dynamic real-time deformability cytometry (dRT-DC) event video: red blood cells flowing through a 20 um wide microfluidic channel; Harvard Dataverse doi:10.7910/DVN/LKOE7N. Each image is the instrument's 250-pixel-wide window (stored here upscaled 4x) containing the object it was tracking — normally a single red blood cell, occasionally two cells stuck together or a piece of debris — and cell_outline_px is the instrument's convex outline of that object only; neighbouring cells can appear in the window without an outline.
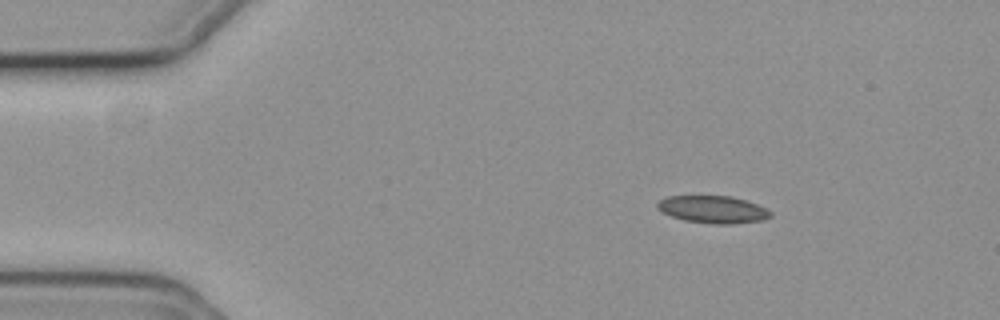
{"species": "common noctule bat (a hibernating species)", "species_latin": "Nyctalus noctula", "temperature_condition": "cold", "stored_images_in_passage": 9, "camera_frame_rate_fps": 3000, "um_per_image_px": 0.085, "animal": {"sex": "female", "body_mass_g": 19.3, "forearm_length_mm": 54.1}, "frame": {"image": 1, "passage_image": 1, "time_ms": 0.0, "image_size_px": [1000, 320], "cell_outline_px": [[772, 216], [764, 220], [732, 224], [712, 224], [684, 220], [672, 216], [656, 208], [656, 204], [660, 200], [668, 196], [732, 196], [756, 204], [772, 212]], "centroid_in_image_um": [60.61, 17.81], "position_along_channel_um": 24.4, "area_um2": 17.98}}